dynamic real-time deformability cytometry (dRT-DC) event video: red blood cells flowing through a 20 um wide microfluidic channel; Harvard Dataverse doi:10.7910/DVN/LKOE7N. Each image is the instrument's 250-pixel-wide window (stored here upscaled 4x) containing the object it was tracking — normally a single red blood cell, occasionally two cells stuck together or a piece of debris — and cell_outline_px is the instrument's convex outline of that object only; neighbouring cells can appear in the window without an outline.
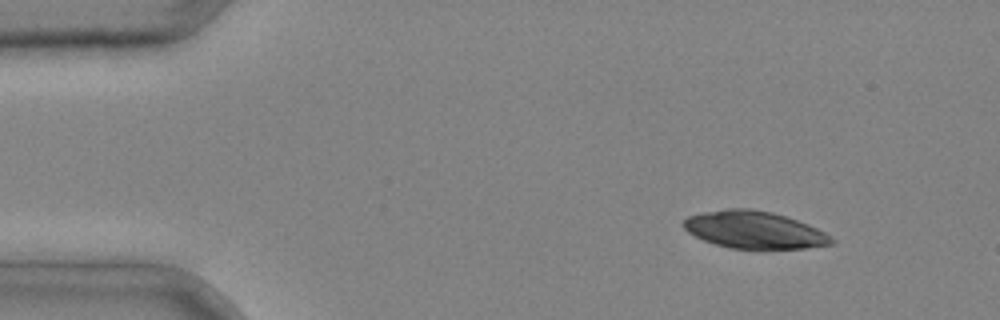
{"species": "common noctule bat (a hibernating species)", "species_latin": "Nyctalus noctula", "temperature_condition": "cold", "stored_images_in_passage": 2, "camera_frame_rate_fps": 3000, "um_per_image_px": 0.085, "animal": {"sex": "male", "body_mass_g": 20.4}, "frame": {"image": 1, "passage_image": 1, "time_ms": 0.0, "image_size_px": [1000, 320], "cell_outline_px": [[836, 244], [808, 248], [728, 248], [704, 240], [688, 232], [684, 228], [684, 220], [688, 216], [704, 212], [728, 208], [752, 208], [772, 212], [808, 224], [824, 232], [836, 240]], "centroid_in_image_um": [64.14, 19.53], "position_along_channel_um": 20.9, "area_um2": 31.96}}